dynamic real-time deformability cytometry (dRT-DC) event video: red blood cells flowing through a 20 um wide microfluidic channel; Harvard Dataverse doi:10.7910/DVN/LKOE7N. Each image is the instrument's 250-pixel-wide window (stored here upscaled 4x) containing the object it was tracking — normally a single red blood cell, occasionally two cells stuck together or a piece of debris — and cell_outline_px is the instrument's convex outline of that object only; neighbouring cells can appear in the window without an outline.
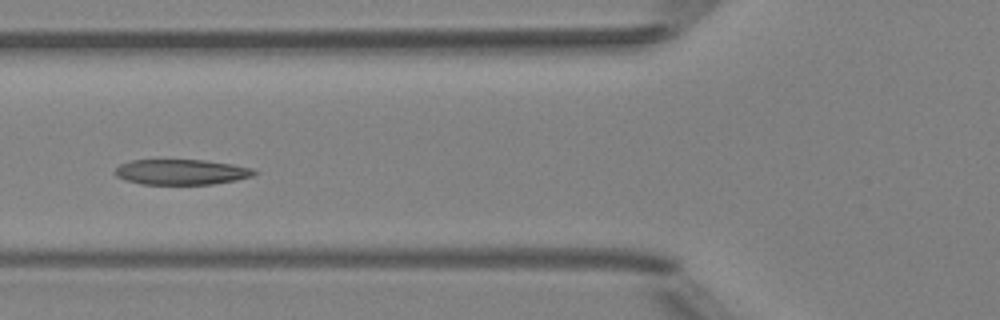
{"species": "Egyptian fruit bat (a non-hibernating species)", "species_latin": "Rousettus aegyptiacus", "temperature_condition": "room temperature", "stored_images_in_passage": 5, "camera_frame_rate_fps": 3000, "um_per_image_px": 0.085, "animal": {"sex": "female"}, "frame": {"image": 1, "passage_image": 5, "time_ms": 5.333, "image_size_px": [1000, 320], "cell_outline_px": [[260, 172], [252, 176], [236, 180], [212, 184], [140, 184], [124, 180], [116, 176], [112, 172], [120, 164], [132, 160], [204, 160], [232, 164], [252, 168]], "centroid_in_image_um": [15.4, 14.62], "position_along_channel_um": 110.4, "area_um2": 20.69}}